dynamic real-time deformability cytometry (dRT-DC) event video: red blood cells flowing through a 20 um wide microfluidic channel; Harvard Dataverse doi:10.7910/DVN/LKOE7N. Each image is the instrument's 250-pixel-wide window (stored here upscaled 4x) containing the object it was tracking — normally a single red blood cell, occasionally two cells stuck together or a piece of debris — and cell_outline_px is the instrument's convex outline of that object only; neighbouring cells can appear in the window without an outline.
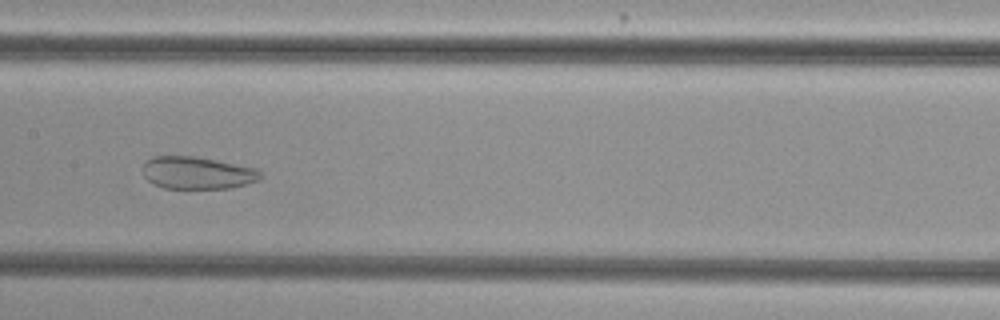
{"species": "common noctule bat (a hibernating species)", "species_latin": "Nyctalus noctula", "temperature_condition": "cold", "stored_images_in_passage": 39, "camera_frame_rate_fps": 3000, "um_per_image_px": 0.085, "animal": {"sex": "female", "body_mass_g": 29.2, "forearm_length_mm": 56.3}, "frame": {"image": 1, "passage_image": 12, "time_ms": 3.667, "image_size_px": [1000, 320], "cell_outline_px": [[264, 172], [260, 180], [232, 188], [164, 188], [152, 184], [144, 176], [144, 164], [152, 156], [192, 156], [216, 160], [256, 168]], "centroid_in_image_um": [16.81, 14.7], "position_along_channel_um": 190.6, "area_um2": 22.25}}
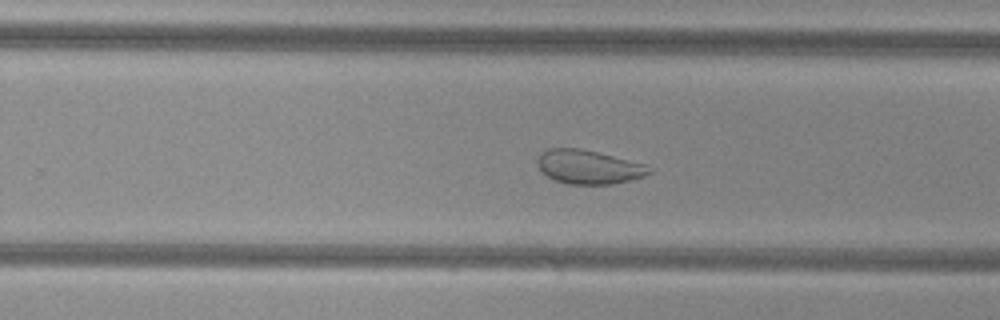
{"frame": {"image": 2, "passage_image": 19, "time_ms": 6.0, "image_size_px": [1000, 320], "cell_outline_px": [[652, 172], [644, 176], [612, 184], [568, 184], [556, 180], [540, 172], [536, 164], [536, 160], [540, 152], [548, 148], [580, 148], [644, 164], [652, 168]], "centroid_in_image_um": [49.97, 14.19], "position_along_channel_um": 279.8, "area_um2": 22.02}}
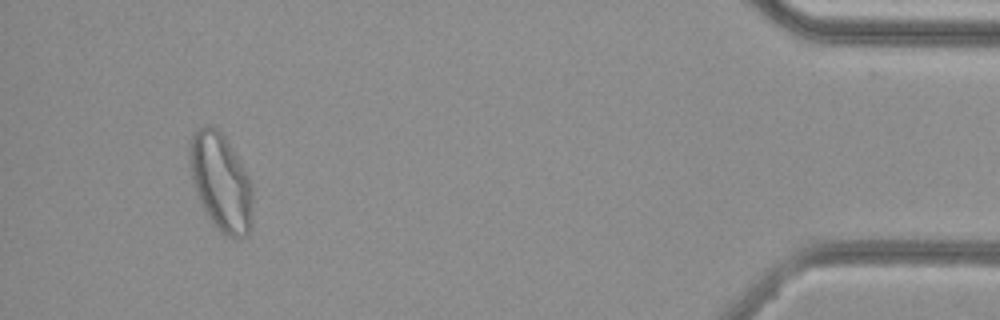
{"frame": {"image": 3, "passage_image": 35, "time_ms": 11.333, "image_size_px": [1000, 320], "cell_outline_px": [[252, 228], [244, 236], [236, 240], [220, 232], [212, 224], [200, 200], [192, 180], [188, 164], [188, 144], [196, 128], [208, 124], [216, 128], [224, 136], [248, 176], [252, 184]], "centroid_in_image_um": [18.75, 15.49], "position_along_channel_um": 416.4, "area_um2": 36.01}}